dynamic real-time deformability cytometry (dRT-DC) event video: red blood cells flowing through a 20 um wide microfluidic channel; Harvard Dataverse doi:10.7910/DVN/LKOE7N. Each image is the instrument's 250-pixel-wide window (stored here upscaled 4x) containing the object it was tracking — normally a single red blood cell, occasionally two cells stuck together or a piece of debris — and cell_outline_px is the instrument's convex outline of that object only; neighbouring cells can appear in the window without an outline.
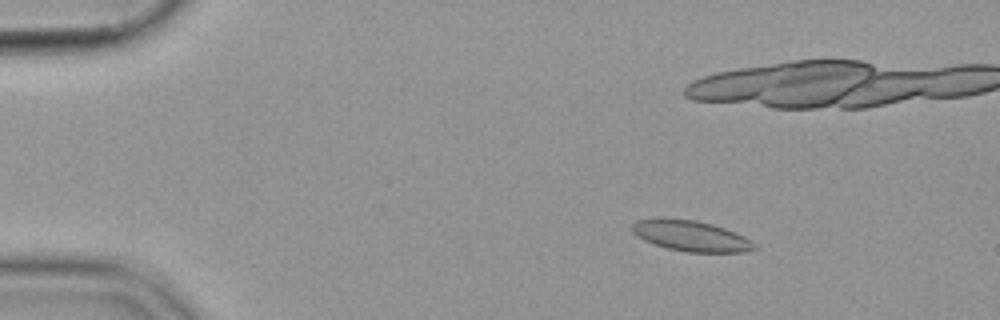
{"species": "common noctule bat (a hibernating species)", "species_latin": "Nyctalus noctula", "temperature_condition": "cold", "stored_images_in_passage": 56, "camera_frame_rate_fps": 3000, "um_per_image_px": 0.085, "animal": {"sex": "female", "body_mass_g": 19.9}, "frame": {"image": 1, "passage_image": 9, "time_ms": 2.667, "image_size_px": [1000, 320], "cell_outline_px": [[760, 248], [744, 252], [688, 252], [668, 248], [644, 240], [632, 232], [632, 224], [636, 220], [660, 216], [696, 220], [712, 224], [724, 228], [744, 236], [752, 240]], "centroid_in_image_um": [58.73, 20.02], "position_along_channel_um": 26.3, "area_um2": 22.2}}